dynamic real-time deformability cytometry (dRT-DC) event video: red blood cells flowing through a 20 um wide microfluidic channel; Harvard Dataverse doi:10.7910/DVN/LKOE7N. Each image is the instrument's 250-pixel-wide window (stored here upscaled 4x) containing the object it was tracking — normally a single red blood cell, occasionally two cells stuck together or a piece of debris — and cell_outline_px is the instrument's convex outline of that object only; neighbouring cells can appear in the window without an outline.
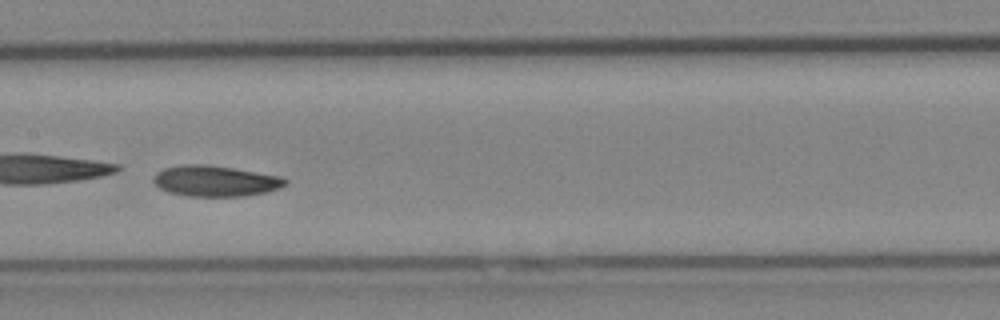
{"species": "Egyptian fruit bat (a non-hibernating species)", "species_latin": "Rousettus aegyptiacus", "temperature_condition": "cold", "stored_images_in_passage": 45, "camera_frame_rate_fps": 3000, "um_per_image_px": 0.085, "animal": {"sex": "female"}, "frame": {"image": 1, "passage_image": 26, "time_ms": 8.333, "image_size_px": [1000, 320], "cell_outline_px": [[288, 180], [280, 188], [264, 192], [244, 196], [188, 196], [168, 192], [160, 188], [152, 180], [152, 176], [156, 172], [164, 168], [180, 164], [208, 164], [280, 176]], "centroid_in_image_um": [18.24, 15.37], "position_along_channel_um": 189.2, "area_um2": 23.64}}